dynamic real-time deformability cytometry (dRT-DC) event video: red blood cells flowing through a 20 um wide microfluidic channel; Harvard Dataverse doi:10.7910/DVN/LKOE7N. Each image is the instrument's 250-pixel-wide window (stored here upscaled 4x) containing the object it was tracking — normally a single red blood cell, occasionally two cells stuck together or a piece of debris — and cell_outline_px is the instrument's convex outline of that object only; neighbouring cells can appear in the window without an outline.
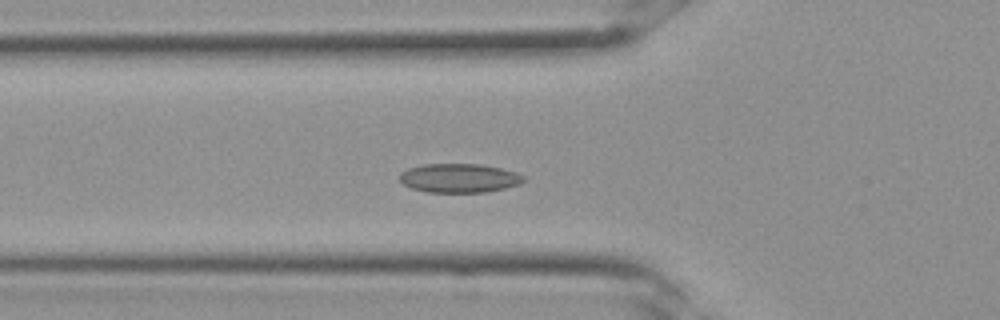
{"species": "Egyptian fruit bat (a non-hibernating species)", "species_latin": "Rousettus aegyptiacus", "temperature_condition": "room temperature", "stored_images_in_passage": 33, "camera_frame_rate_fps": 3000, "um_per_image_px": 0.085, "frame": {"image": 1, "passage_image": 11, "time_ms": 3.333, "image_size_px": [1000, 320], "cell_outline_px": [[524, 180], [520, 184], [488, 192], [428, 192], [412, 188], [404, 184], [400, 180], [400, 172], [408, 168], [424, 164], [480, 164], [500, 168], [516, 172], [524, 176]], "centroid_in_image_um": [39.03, 15.13], "position_along_channel_um": 86.8, "area_um2": 20.87}}
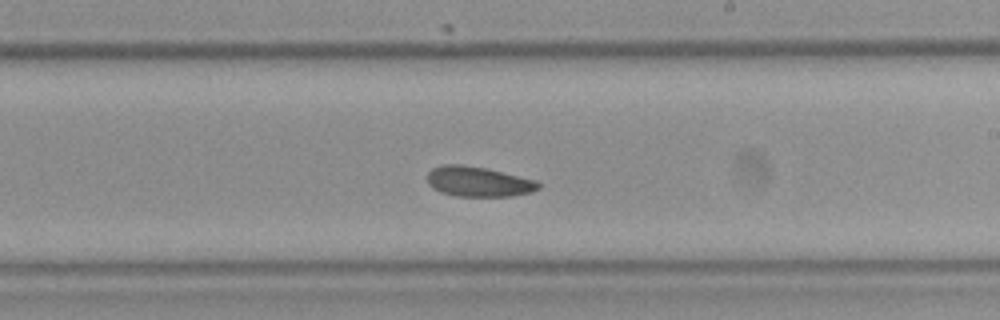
{"frame": {"image": 2, "passage_image": 19, "time_ms": 6.0, "image_size_px": [1000, 320], "cell_outline_px": [[540, 188], [532, 192], [512, 196], [456, 196], [440, 192], [432, 188], [428, 184], [428, 172], [432, 168], [444, 164], [460, 164], [484, 168], [536, 180], [540, 184]], "centroid_in_image_um": [40.64, 15.44], "position_along_channel_um": 248.4, "area_um2": 19.42}}
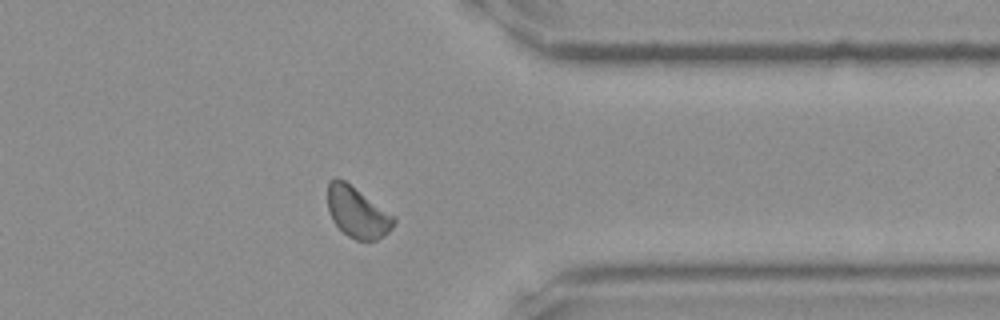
{"frame": {"image": 3, "passage_image": 26, "time_ms": 8.333, "image_size_px": [1000, 320], "cell_outline_px": [[396, 220], [392, 228], [384, 236], [376, 240], [356, 240], [348, 236], [332, 220], [328, 208], [328, 180], [336, 176], [344, 180], [392, 216]], "centroid_in_image_um": [30.33, 18.05], "position_along_channel_um": 381.1, "area_um2": 19.07}}